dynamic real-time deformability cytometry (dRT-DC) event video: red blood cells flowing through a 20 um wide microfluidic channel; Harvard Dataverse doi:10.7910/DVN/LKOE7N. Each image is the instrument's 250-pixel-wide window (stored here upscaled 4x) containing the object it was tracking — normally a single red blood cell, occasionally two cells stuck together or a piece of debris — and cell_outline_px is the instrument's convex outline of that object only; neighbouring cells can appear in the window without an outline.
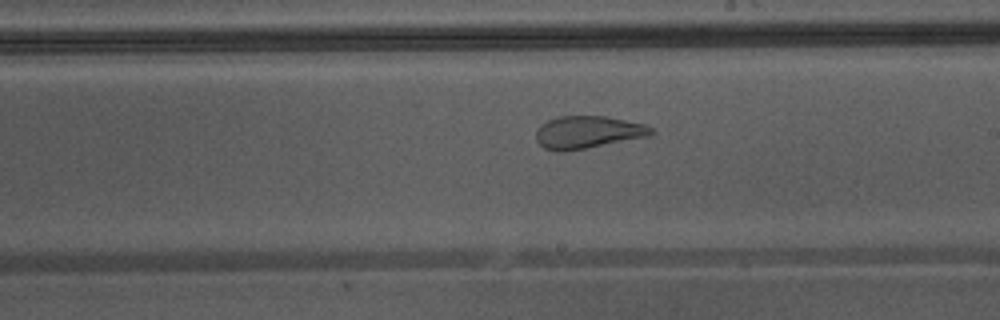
{"species": "Egyptian fruit bat (a non-hibernating species)", "species_latin": "Rousettus aegyptiacus", "temperature_condition": "warm", "stored_images_in_passage": 35, "camera_frame_rate_fps": 3000, "um_per_image_px": 0.085, "animal": {"sex": "male"}, "frame": {"image": 1, "passage_image": 16, "time_ms": 5.0, "image_size_px": [1000, 320], "cell_outline_px": [[656, 132], [652, 136], [564, 152], [560, 152], [544, 148], [536, 140], [536, 132], [540, 124], [556, 116], [608, 116], [644, 124], [652, 128]], "centroid_in_image_um": [49.98, 11.24], "position_along_channel_um": 239.0, "area_um2": 22.08}}
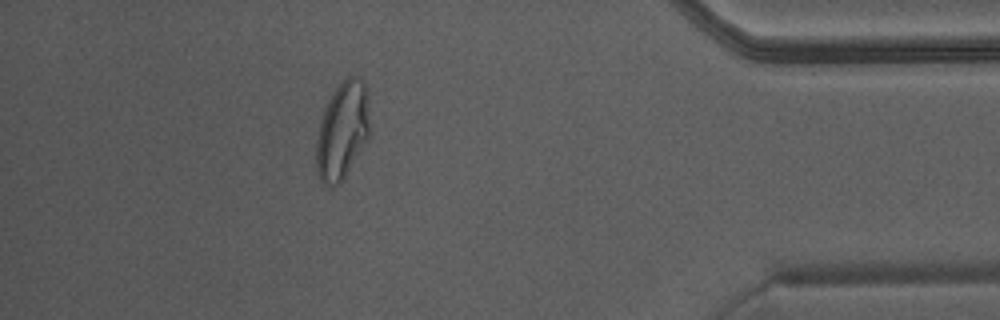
{"frame": {"image": 2, "passage_image": 30, "time_ms": 9.667, "image_size_px": [1000, 320], "cell_outline_px": [[372, 136], [340, 184], [332, 188], [324, 184], [320, 180], [316, 172], [316, 140], [320, 116], [324, 104], [332, 92], [344, 76], [356, 76], [368, 88]], "centroid_in_image_um": [29.13, 11.09], "position_along_channel_um": 406.1, "area_um2": 32.08}, "authors_computed_cell_mechanics": {"area_um2": 27.0504, "velocity_mm_per_s": 4.3789, "shape_relaxation_time_tau1_ms": null, "shape_relaxation_time_tau2_ms": 0.5429, "deformation_change_tau1": null, "deformation_change_tau2": 0.077}}